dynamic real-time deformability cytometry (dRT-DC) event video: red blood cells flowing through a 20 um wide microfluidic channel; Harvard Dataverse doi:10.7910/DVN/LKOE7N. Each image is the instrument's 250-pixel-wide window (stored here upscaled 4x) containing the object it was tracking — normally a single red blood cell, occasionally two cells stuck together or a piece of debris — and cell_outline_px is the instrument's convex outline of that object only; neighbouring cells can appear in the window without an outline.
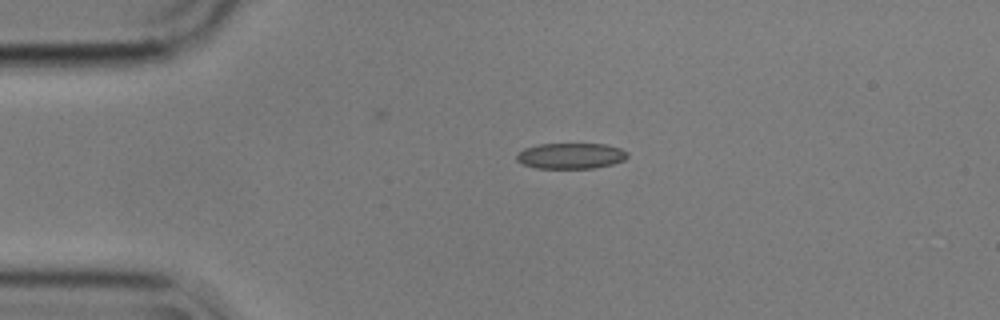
{"species": "common noctule bat (a hibernating species)", "species_latin": "Nyctalus noctula", "temperature_condition": "cold", "stored_images_in_passage": 32, "camera_frame_rate_fps": 3000, "um_per_image_px": 0.085, "animal": {"sex": "male", "body_mass_g": 17.9}, "frame": {"image": 1, "passage_image": 1, "time_ms": 0.0, "image_size_px": [1000, 320], "cell_outline_px": [[628, 156], [624, 160], [612, 164], [596, 168], [536, 168], [524, 164], [516, 160], [516, 156], [524, 148], [536, 144], [604, 144], [620, 148], [628, 152]], "centroid_in_image_um": [48.53, 13.24], "position_along_channel_um": 36.5, "area_um2": 16.65}}
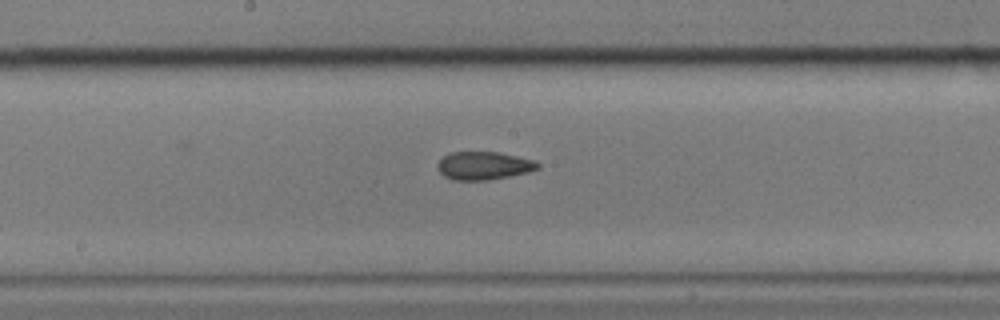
{"frame": {"image": 2, "passage_image": 18, "time_ms": 5.667, "image_size_px": [1000, 320], "cell_outline_px": [[540, 168], [528, 172], [488, 180], [452, 180], [444, 176], [436, 168], [436, 164], [444, 156], [452, 152], [496, 152], [536, 160], [540, 164]], "centroid_in_image_um": [41.11, 14.08], "position_along_channel_um": 207.1, "area_um2": 16.42}}
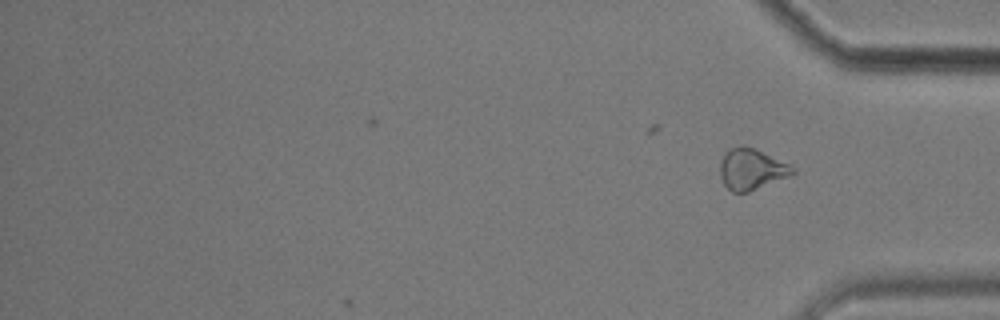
{"frame": {"image": 3, "passage_image": 32, "time_ms": 10.333, "image_size_px": [1000, 320], "cell_outline_px": [[796, 172], [788, 176], [748, 192], [732, 192], [724, 184], [720, 176], [720, 164], [724, 152], [728, 148], [744, 144], [788, 164], [796, 168]], "centroid_in_image_um": [63.83, 14.37], "position_along_channel_um": 371.4, "area_um2": 17.17}, "authors_computed_cell_mechanics": {"area_um2": 16.2996, "velocity_mm_per_s": 3.5636, "shape_relaxation_time_tau1_ms": null, "shape_relaxation_time_tau2_ms": 2.8268, "deformation_change_tau1": null, "deformation_change_tau2": 0.0922}}